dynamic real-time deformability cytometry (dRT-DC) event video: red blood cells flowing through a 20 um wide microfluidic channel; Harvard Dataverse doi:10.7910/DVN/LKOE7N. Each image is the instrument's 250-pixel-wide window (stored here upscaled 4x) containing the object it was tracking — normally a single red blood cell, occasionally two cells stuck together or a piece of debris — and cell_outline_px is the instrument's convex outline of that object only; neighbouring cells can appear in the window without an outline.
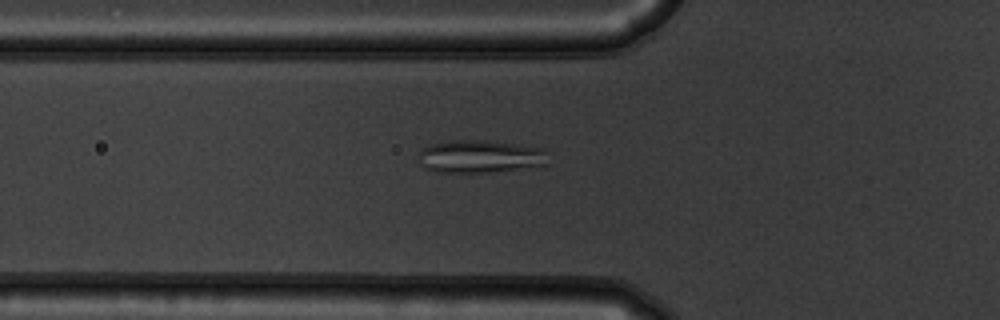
{"species": "common noctule bat (a hibernating species)", "species_latin": "Nyctalus noctula", "temperature_condition": "warm", "stored_images_in_passage": 48, "camera_frame_rate_fps": 3000, "um_per_image_px": 0.085, "animal": {"sex": "male", "body_mass_g": 19.5, "forearm_length_mm": 54.6}, "frame": {"image": 1, "passage_image": 13, "time_ms": 4.0, "image_size_px": [1000, 320], "cell_outline_px": [[548, 164], [544, 168], [484, 172], [436, 172], [424, 168], [420, 152], [420, 148], [432, 144], [448, 140], [488, 140], [540, 148], [544, 152]], "centroid_in_image_um": [40.87, 13.31], "position_along_channel_um": 84.9, "area_um2": 24.97}}
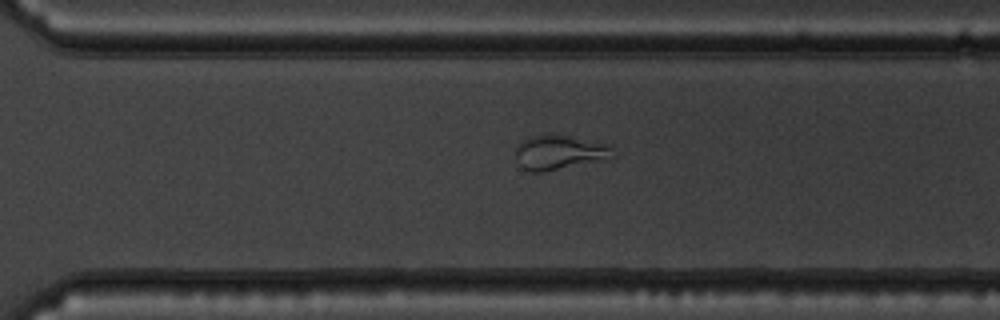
{"frame": {"image": 2, "passage_image": 32, "time_ms": 10.333, "image_size_px": [1000, 320], "cell_outline_px": [[616, 160], [544, 172], [528, 172], [520, 164], [516, 156], [516, 144], [528, 136], [544, 132], [552, 132], [608, 144], [612, 148], [616, 156]], "centroid_in_image_um": [47.63, 12.95], "position_along_channel_um": 323.0, "area_um2": 20.87}}
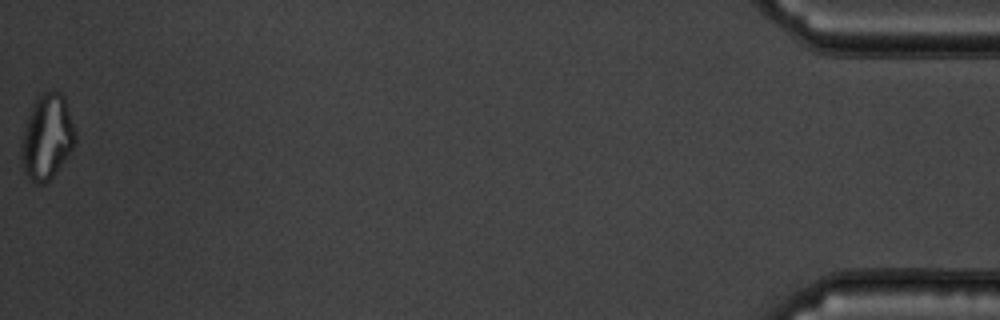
{"frame": {"image": 3, "passage_image": 48, "time_ms": 15.667, "image_size_px": [1000, 320], "cell_outline_px": [[76, 140], [72, 148], [64, 160], [52, 176], [44, 184], [36, 184], [28, 180], [24, 172], [20, 156], [20, 148], [28, 116], [32, 104], [44, 92], [60, 92], [64, 96], [76, 132]], "centroid_in_image_um": [3.98, 11.67], "position_along_channel_um": 431.2, "area_um2": 26.47}}